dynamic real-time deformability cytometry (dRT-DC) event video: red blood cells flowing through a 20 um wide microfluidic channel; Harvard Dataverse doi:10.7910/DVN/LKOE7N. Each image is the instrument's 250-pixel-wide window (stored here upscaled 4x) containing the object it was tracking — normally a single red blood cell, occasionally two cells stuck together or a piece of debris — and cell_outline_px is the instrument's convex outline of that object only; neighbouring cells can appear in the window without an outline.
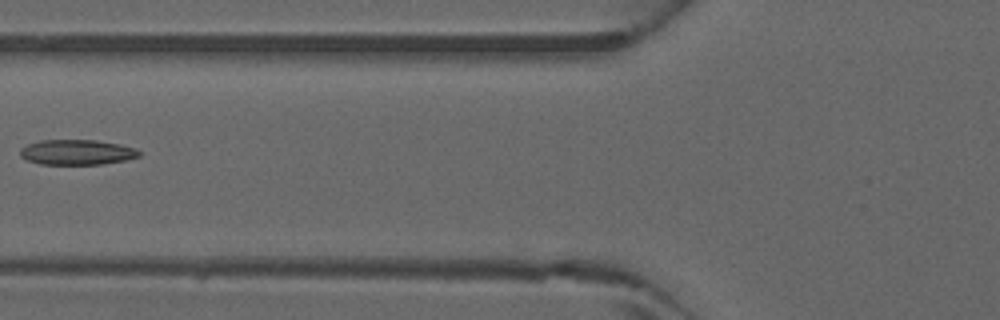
{"species": "common noctule bat (a hibernating species)", "species_latin": "Nyctalus noctula", "temperature_condition": "warm", "stored_images_in_passage": 5, "camera_frame_rate_fps": 3000, "um_per_image_px": 0.085, "animal": {"sex": "male", "forearm_length_mm": 52.5}, "frame": {"image": 1, "passage_image": 5, "time_ms": 1.333, "image_size_px": [1000, 320], "cell_outline_px": [[140, 156], [124, 160], [100, 164], [40, 164], [28, 160], [20, 156], [20, 148], [28, 144], [40, 140], [96, 140], [120, 144], [136, 148], [140, 152]], "centroid_in_image_um": [6.53, 12.93], "position_along_channel_um": 119.3, "area_um2": 17.4}}